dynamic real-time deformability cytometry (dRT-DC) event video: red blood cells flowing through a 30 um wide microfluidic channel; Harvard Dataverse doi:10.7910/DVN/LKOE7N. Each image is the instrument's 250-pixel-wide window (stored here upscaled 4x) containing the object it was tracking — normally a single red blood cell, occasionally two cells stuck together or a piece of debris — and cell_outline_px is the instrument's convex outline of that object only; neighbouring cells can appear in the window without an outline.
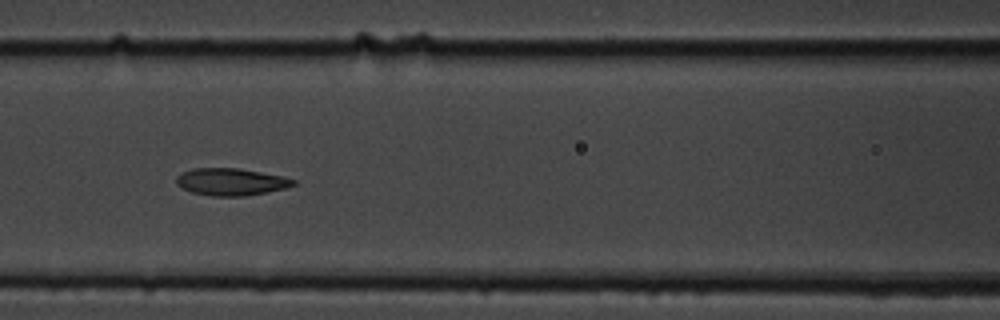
{"species": "common noctule bat (a hibernating species)", "species_latin": "Nyctalus noctula", "temperature_condition": "cold", "stored_images_in_passage": 9, "camera_frame_rate_fps": 3000, "um_per_image_px": 0.085, "animal": {"sex": "male", "body_mass_g": 19.5, "forearm_length_mm": 54.6}, "frame": {"image": 1, "passage_image": 6, "time_ms": 6.667, "image_size_px": [1000, 320], "cell_outline_px": [[296, 184], [284, 188], [268, 192], [244, 196], [212, 196], [192, 192], [176, 184], [176, 176], [192, 168], [240, 168], [284, 176], [296, 180]], "centroid_in_image_um": [19.66, 15.45], "position_along_channel_um": 146.9, "area_um2": 18.55}}
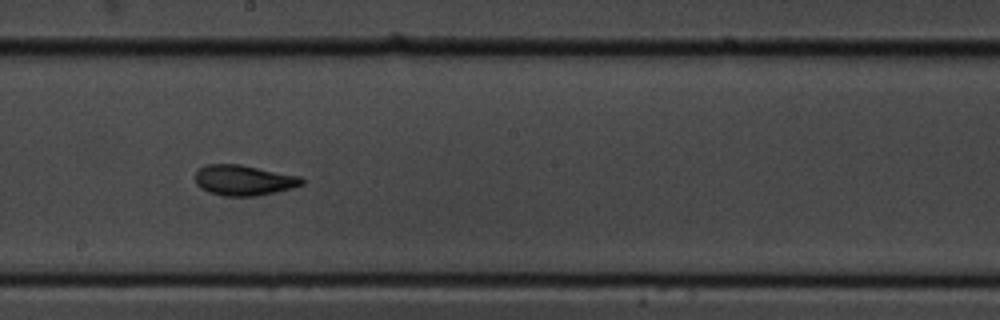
{"frame": {"image": 2, "passage_image": 8, "time_ms": 9.0, "image_size_px": [1000, 320], "cell_outline_px": [[304, 184], [292, 188], [276, 192], [256, 196], [224, 196], [208, 192], [200, 188], [196, 184], [196, 172], [204, 164], [240, 164], [300, 176], [304, 180]], "centroid_in_image_um": [20.72, 15.32], "position_along_channel_um": 227.5, "area_um2": 19.02}}
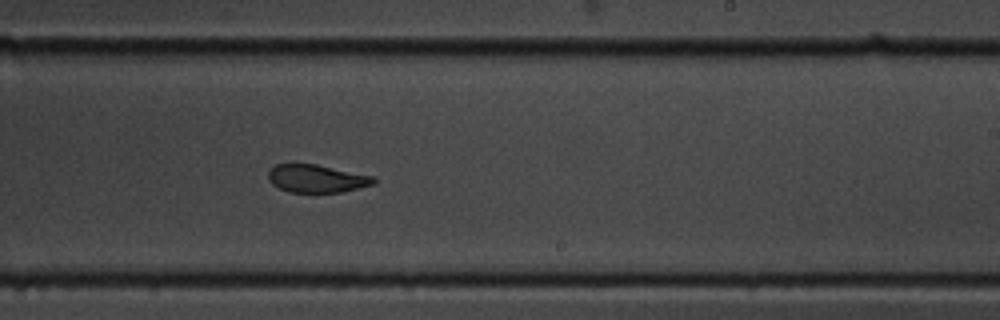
{"frame": {"image": 3, "passage_image": 9, "time_ms": 10.0, "image_size_px": [1000, 320], "cell_outline_px": [[376, 184], [340, 192], [288, 192], [272, 184], [268, 180], [268, 172], [276, 164], [316, 164], [376, 176]], "centroid_in_image_um": [26.95, 15.17], "position_along_channel_um": 262.0, "area_um2": 17.22}}